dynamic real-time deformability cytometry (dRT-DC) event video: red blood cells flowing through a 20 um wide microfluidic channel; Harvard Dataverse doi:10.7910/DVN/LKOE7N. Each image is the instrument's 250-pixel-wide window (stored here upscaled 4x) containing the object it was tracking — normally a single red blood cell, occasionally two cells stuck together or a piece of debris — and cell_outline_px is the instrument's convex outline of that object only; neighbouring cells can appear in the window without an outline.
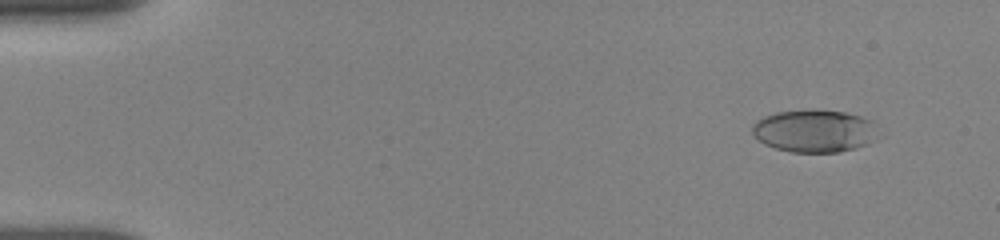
{"species": "human", "species_latin": "Homo sapiens", "temperature_condition": "room temperature", "stored_images_in_passage": 26, "camera_frame_rate_fps": 3000, "um_per_image_px": 0.085, "donor": {"sex": "female"}, "frame": {"image": 1, "passage_image": 5, "time_ms": 1.333, "image_size_px": [1000, 240], "cell_outline_px": [[876, 124], [868, 144], [856, 148], [840, 152], [792, 152], [776, 148], [764, 144], [752, 132], [752, 124], [756, 120], [764, 116], [776, 112], [844, 112], [860, 116], [872, 120]], "centroid_in_image_um": [69.18, 11.16], "position_along_channel_um": 15.8, "area_um2": 30.23}}
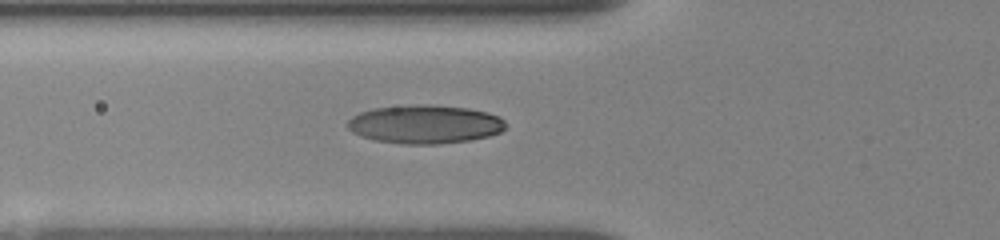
{"frame": {"image": 2, "passage_image": 20, "time_ms": 6.333, "image_size_px": [1000, 240], "cell_outline_px": [[508, 124], [500, 132], [488, 136], [472, 140], [440, 144], [400, 144], [372, 140], [360, 136], [352, 132], [348, 128], [348, 120], [352, 116], [360, 112], [372, 108], [416, 104], [428, 104], [468, 108], [488, 112], [500, 116]], "centroid_in_image_um": [36.12, 10.56], "position_along_channel_um": 89.7, "area_um2": 36.01}}
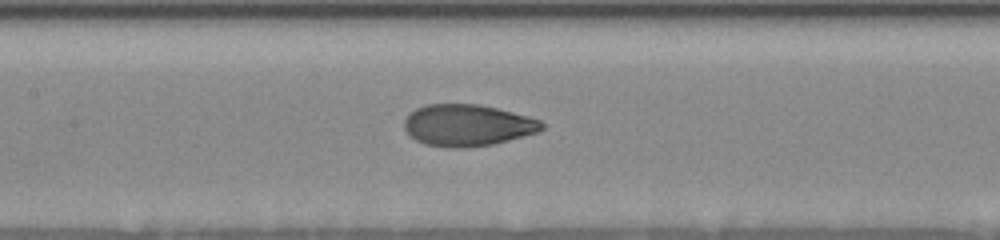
{"frame": {"image": 3, "passage_image": 26, "time_ms": 8.333, "image_size_px": [1000, 240], "cell_outline_px": [[544, 128], [536, 132], [508, 140], [492, 144], [464, 148], [452, 148], [424, 144], [408, 136], [404, 128], [404, 120], [416, 108], [428, 104], [480, 104], [528, 116], [540, 120], [544, 124]], "centroid_in_image_um": [39.7, 10.65], "position_along_channel_um": 167.7, "area_um2": 33.29}}